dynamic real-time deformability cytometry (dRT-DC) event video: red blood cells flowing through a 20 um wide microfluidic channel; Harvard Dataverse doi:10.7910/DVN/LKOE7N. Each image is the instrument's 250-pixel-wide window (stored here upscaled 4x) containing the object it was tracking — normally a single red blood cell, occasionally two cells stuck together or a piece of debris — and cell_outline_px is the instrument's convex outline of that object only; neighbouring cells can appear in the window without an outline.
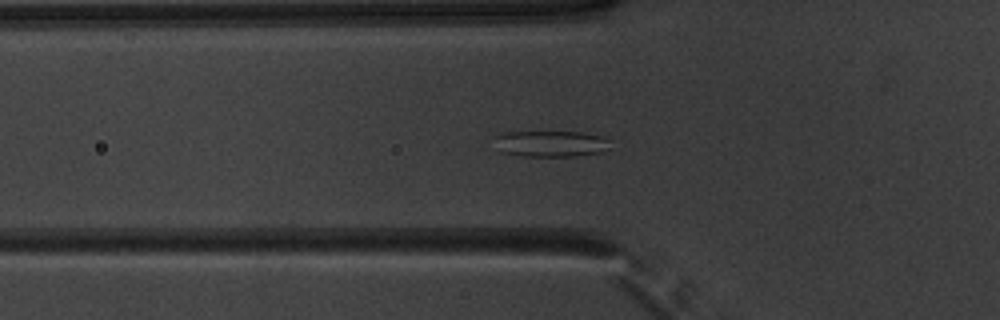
{"species": "common noctule bat (a hibernating species)", "species_latin": "Nyctalus noctula", "temperature_condition": "warm", "stored_images_in_passage": 52, "camera_frame_rate_fps": 3000, "um_per_image_px": 0.085, "animal": {"sex": "male", "body_mass_g": 20.1, "forearm_length_mm": 53.5}, "frame": {"image": 1, "passage_image": 18, "time_ms": 5.667, "image_size_px": [1000, 320], "cell_outline_px": [[612, 140], [608, 148], [600, 152], [576, 156], [524, 156], [500, 152], [492, 136], [504, 132], [580, 132], [600, 136]], "centroid_in_image_um": [46.78, 12.21], "position_along_channel_um": 79.0, "area_um2": 17.74}}
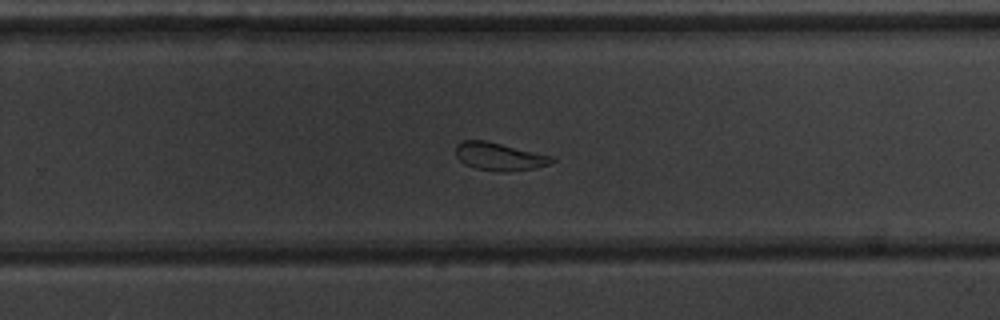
{"frame": {"image": 2, "passage_image": 34, "time_ms": 11.0, "image_size_px": [1000, 320], "cell_outline_px": [[556, 160], [552, 164], [536, 168], [504, 172], [476, 168], [464, 164], [456, 156], [456, 144], [464, 140], [484, 140], [556, 156]], "centroid_in_image_um": [42.51, 13.3], "position_along_channel_um": 287.3, "area_um2": 15.78}}
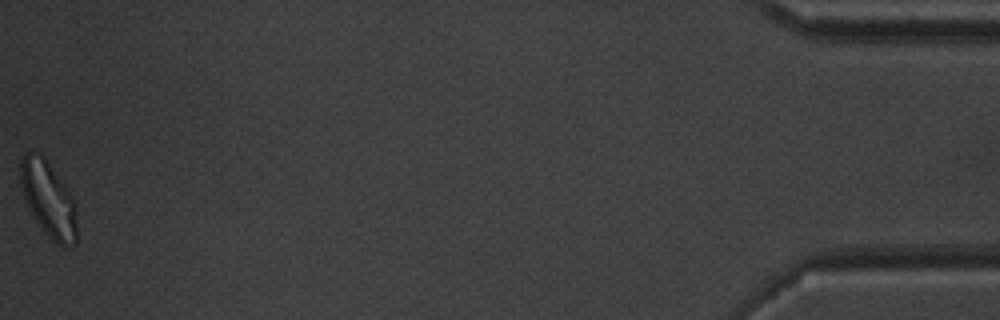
{"frame": {"image": 3, "passage_image": 52, "time_ms": 17.0, "image_size_px": [1000, 320], "cell_outline_px": [[76, 244], [64, 248], [56, 244], [44, 232], [36, 220], [24, 196], [20, 184], [20, 160], [24, 152], [40, 152], [44, 156], [76, 200]], "centroid_in_image_um": [4.14, 16.92], "position_along_channel_um": 431.1, "area_um2": 25.09}, "authors_computed_cell_mechanics": {"area_um2": 20.2589, "velocity_mm_per_s": 3.9011, "shape_relaxation_time_tau1_ms": 3.6155, "shape_relaxation_time_tau2_ms": 2.5876, "deformation_change_tau1": 0.0951, "deformation_change_tau2": 0.083}}